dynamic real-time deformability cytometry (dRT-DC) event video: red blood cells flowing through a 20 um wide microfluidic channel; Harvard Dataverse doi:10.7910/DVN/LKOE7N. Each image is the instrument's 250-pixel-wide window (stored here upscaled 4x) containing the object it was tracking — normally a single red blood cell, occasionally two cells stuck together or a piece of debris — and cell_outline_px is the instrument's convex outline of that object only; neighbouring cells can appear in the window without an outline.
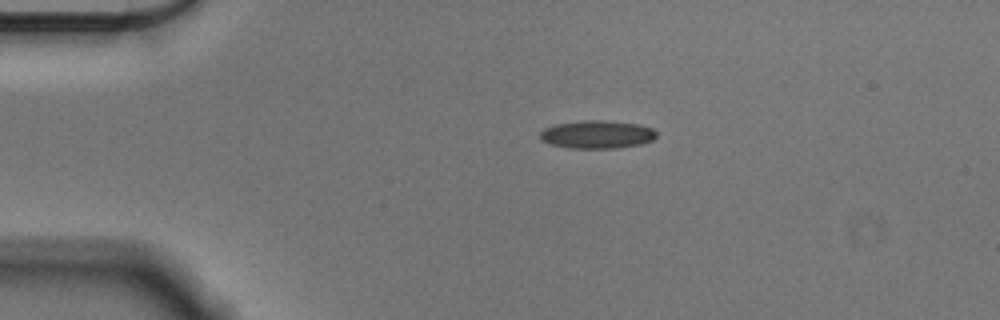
{"species": "Egyptian fruit bat (a non-hibernating species)", "species_latin": "Rousettus aegyptiacus", "temperature_condition": "cold", "stored_images_in_passage": 45, "camera_frame_rate_fps": 3000, "um_per_image_px": 0.085, "animal": {"sex": "male"}, "frame": {"image": 1, "passage_image": 1, "time_ms": 0.0, "image_size_px": [1000, 320], "cell_outline_px": [[656, 136], [652, 140], [640, 144], [616, 148], [568, 148], [552, 144], [540, 140], [540, 132], [544, 128], [556, 124], [580, 120], [604, 120], [640, 124], [652, 128], [656, 132]], "centroid_in_image_um": [50.74, 11.42], "position_along_channel_um": 34.3, "area_um2": 19.07}}
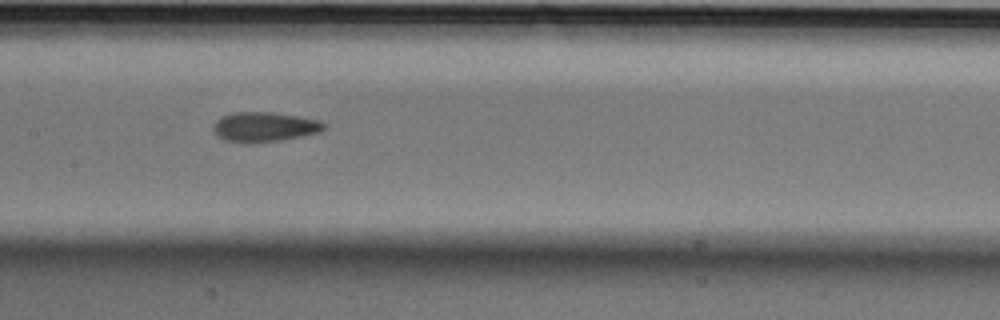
{"frame": {"image": 2, "passage_image": 17, "time_ms": 5.333, "image_size_px": [1000, 320], "cell_outline_px": [[324, 128], [320, 132], [280, 140], [252, 144], [224, 140], [216, 136], [212, 128], [212, 124], [220, 116], [232, 112], [268, 112], [296, 116], [320, 120], [324, 124]], "centroid_in_image_um": [22.39, 10.79], "position_along_channel_um": 185.0, "area_um2": 19.31}}
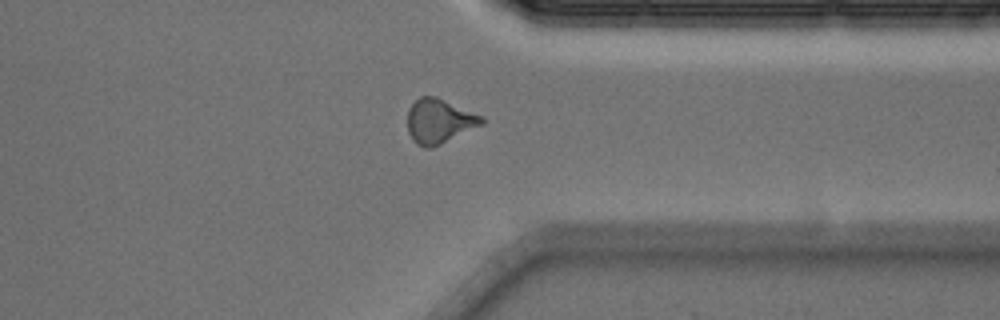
{"frame": {"image": 3, "passage_image": 33, "time_ms": 10.667, "image_size_px": [1000, 320], "cell_outline_px": [[488, 120], [484, 124], [432, 148], [424, 148], [416, 144], [412, 140], [408, 132], [408, 108], [420, 96], [436, 96], [484, 116]], "centroid_in_image_um": [37.36, 10.3], "position_along_channel_um": 374.0, "area_um2": 19.54}, "authors_computed_cell_mechanics": {"area_um2": 18.2648, "velocity_mm_per_s": 3.5947, "shape_relaxation_time_tau1_ms": 7.7543, "shape_relaxation_time_tau2_ms": 2.7705, "deformation_change_tau1": 0.1678, "deformation_change_tau2": 0.105}}